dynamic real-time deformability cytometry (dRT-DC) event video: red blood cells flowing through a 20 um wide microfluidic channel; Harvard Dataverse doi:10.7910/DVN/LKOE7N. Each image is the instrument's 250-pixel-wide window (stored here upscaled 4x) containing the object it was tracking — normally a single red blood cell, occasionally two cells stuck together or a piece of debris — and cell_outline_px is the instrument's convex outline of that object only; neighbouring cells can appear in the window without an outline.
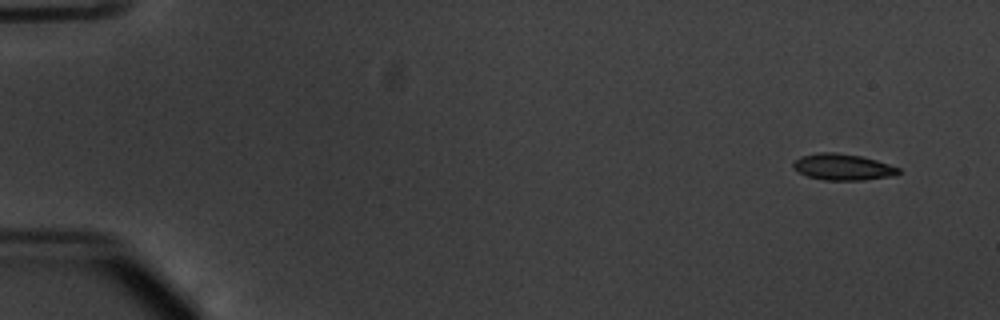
{"species": "common noctule bat (a hibernating species)", "species_latin": "Nyctalus noctula", "temperature_condition": "warm", "stored_images_in_passage": 51, "camera_frame_rate_fps": 3000, "um_per_image_px": 0.085, "animal": {"sex": "male", "body_mass_g": 20.1, "forearm_length_mm": 53.5}, "frame": {"image": 1, "passage_image": 1, "time_ms": 0.0, "image_size_px": [1000, 320], "cell_outline_px": [[900, 172], [892, 176], [864, 180], [824, 180], [808, 176], [792, 168], [792, 164], [800, 156], [820, 152], [836, 152], [860, 156], [876, 160], [900, 168]], "centroid_in_image_um": [71.62, 14.19], "position_along_channel_um": 13.4, "area_um2": 16.07}}
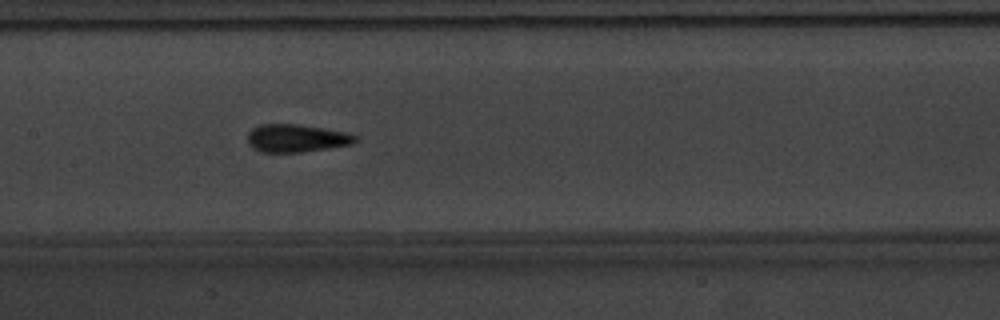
{"frame": {"image": 2, "passage_image": 25, "time_ms": 8.0, "image_size_px": [1000, 320], "cell_outline_px": [[356, 140], [352, 144], [328, 148], [300, 152], [260, 152], [252, 148], [248, 144], [248, 132], [252, 128], [260, 124], [296, 124], [324, 128], [348, 132], [356, 136]], "centroid_in_image_um": [25.16, 11.74], "position_along_channel_um": 182.2, "area_um2": 17.51}}
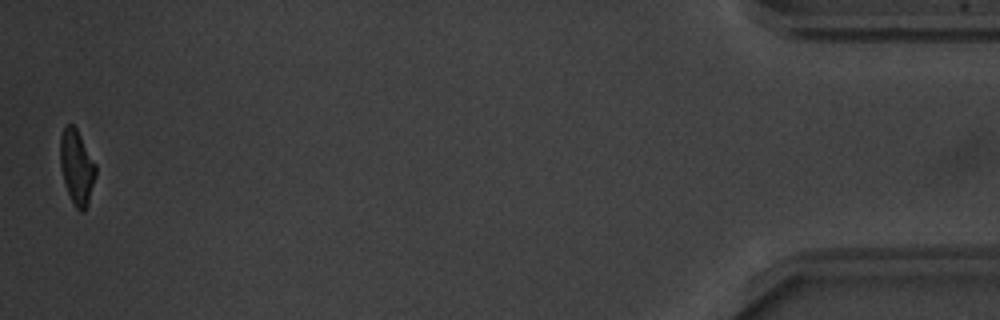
{"frame": {"image": 3, "passage_image": 51, "time_ms": 16.667, "image_size_px": [1000, 320], "cell_outline_px": [[96, 176], [88, 204], [84, 212], [80, 212], [76, 208], [68, 192], [64, 180], [60, 164], [60, 136], [64, 128], [68, 124], [72, 124], [76, 128], [96, 164]], "centroid_in_image_um": [6.54, 14.21], "position_along_channel_um": 428.7, "area_um2": 15.32}, "authors_computed_cell_mechanics": {"area_um2": 16.5308, "velocity_mm_per_s": 3.8141, "shape_relaxation_time_tau1_ms": 3.3265, "shape_relaxation_time_tau2_ms": 1.9798, "deformation_change_tau1": 0.1275, "deformation_change_tau2": 0.0646}}